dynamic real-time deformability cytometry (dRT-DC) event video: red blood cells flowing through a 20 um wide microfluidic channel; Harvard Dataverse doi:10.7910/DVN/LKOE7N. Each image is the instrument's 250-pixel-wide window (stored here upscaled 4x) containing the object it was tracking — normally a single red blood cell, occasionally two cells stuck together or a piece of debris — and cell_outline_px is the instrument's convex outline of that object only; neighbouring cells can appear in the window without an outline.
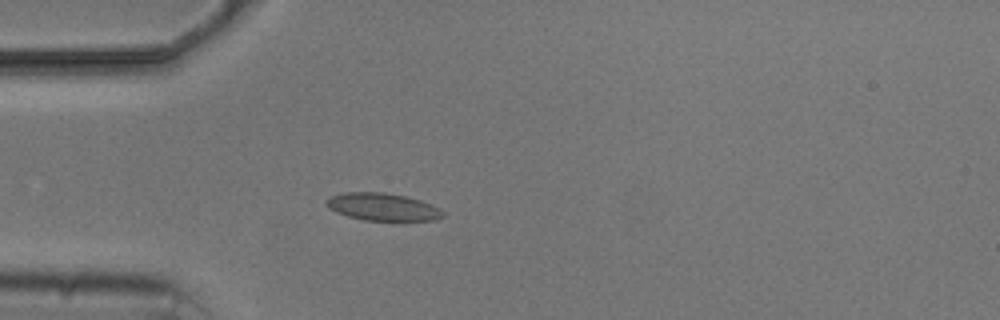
{"species": "common noctule bat (a hibernating species)", "species_latin": "Nyctalus noctula", "temperature_condition": "cold", "stored_images_in_passage": 3, "camera_frame_rate_fps": 3000, "um_per_image_px": 0.085, "animal": {"sex": "male", "body_mass_g": 20.5, "forearm_length_mm": 52.5}, "frame": {"image": 1, "passage_image": 3, "time_ms": 3.333, "image_size_px": [1000, 320], "cell_outline_px": [[444, 216], [436, 220], [364, 220], [348, 216], [336, 212], [328, 208], [324, 204], [324, 200], [332, 196], [348, 192], [384, 192], [404, 196], [420, 200], [440, 208], [444, 212]], "centroid_in_image_um": [32.51, 17.58], "position_along_channel_um": 52.5, "area_um2": 18.61}}